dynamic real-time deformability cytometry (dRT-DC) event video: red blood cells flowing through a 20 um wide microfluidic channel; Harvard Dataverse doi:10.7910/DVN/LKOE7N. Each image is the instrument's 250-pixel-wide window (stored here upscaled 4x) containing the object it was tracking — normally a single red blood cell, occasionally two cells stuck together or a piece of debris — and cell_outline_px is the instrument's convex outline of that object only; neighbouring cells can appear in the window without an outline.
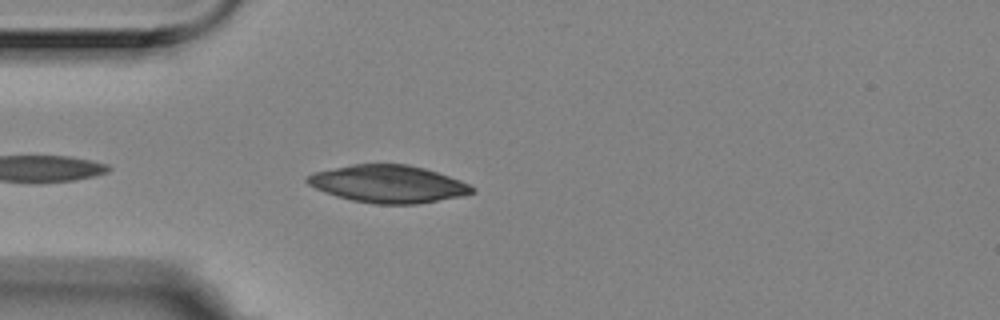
{"species": "Egyptian fruit bat (a non-hibernating species)", "species_latin": "Rousettus aegyptiacus", "temperature_condition": "room temperature", "stored_images_in_passage": 29, "camera_frame_rate_fps": 3000, "um_per_image_px": 0.085, "animal": {"sex": "female"}, "frame": {"image": 1, "passage_image": 3, "time_ms": 0.667, "image_size_px": [1000, 320], "cell_outline_px": [[476, 192], [464, 196], [416, 204], [376, 204], [352, 200], [336, 196], [324, 192], [308, 184], [304, 180], [308, 176], [316, 172], [352, 164], [408, 164], [424, 168], [460, 180], [476, 188]], "centroid_in_image_um": [33.03, 15.64], "position_along_channel_um": 52.0, "area_um2": 35.89}}
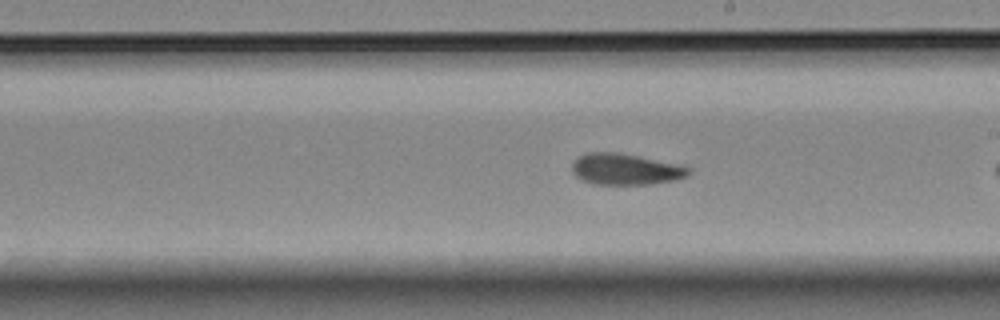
{"frame": {"image": 2, "passage_image": 16, "time_ms": 5.0, "image_size_px": [1000, 320], "cell_outline_px": [[692, 172], [688, 176], [672, 180], [648, 184], [592, 184], [580, 180], [572, 172], [572, 164], [576, 156], [588, 152], [616, 152], [684, 164], [692, 168]], "centroid_in_image_um": [53.18, 14.37], "position_along_channel_um": 235.8, "area_um2": 21.62}}
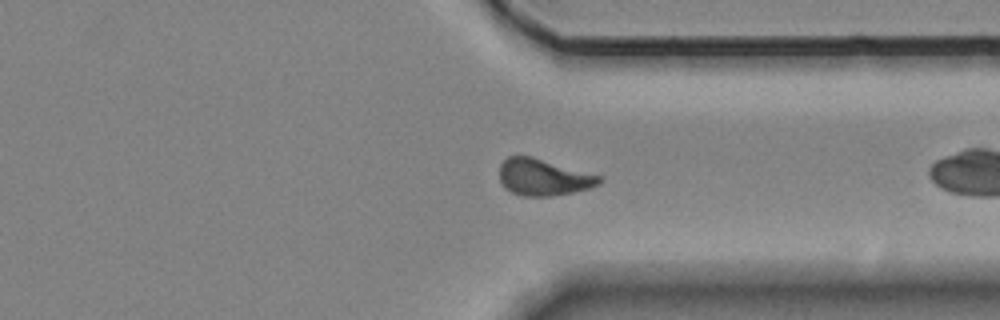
{"frame": {"image": 3, "passage_image": 27, "time_ms": 8.667, "image_size_px": [1000, 320], "cell_outline_px": [[604, 180], [600, 184], [588, 188], [572, 192], [552, 196], [520, 196], [504, 188], [500, 180], [500, 164], [508, 156], [532, 156], [604, 176]], "centroid_in_image_um": [46.22, 15.06], "position_along_channel_um": 365.2, "area_um2": 21.56}}